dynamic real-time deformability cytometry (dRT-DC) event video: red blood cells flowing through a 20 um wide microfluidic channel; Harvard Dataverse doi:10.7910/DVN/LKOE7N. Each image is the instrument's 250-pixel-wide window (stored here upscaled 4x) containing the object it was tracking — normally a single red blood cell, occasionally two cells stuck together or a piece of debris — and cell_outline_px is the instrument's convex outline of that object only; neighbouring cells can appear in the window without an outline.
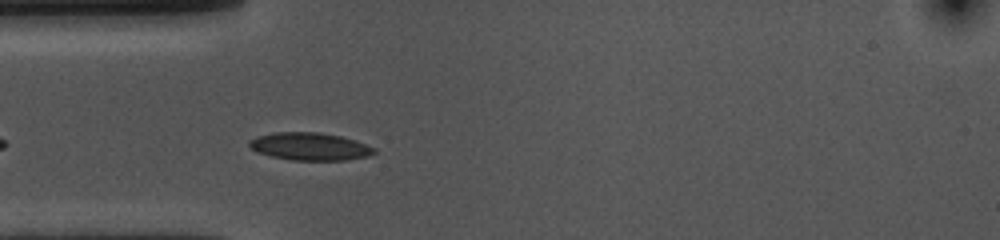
{"species": "common noctule bat (a hibernating species)", "species_latin": "Nyctalus noctula", "temperature_condition": "cold", "stored_images_in_passage": 46, "camera_frame_rate_fps": 3000, "um_per_image_px": 0.085, "animal": {"sex": "female", "body_mass_g": 10.0, "forearm_length_mm": 53.1}, "frame": {"image": 1, "passage_image": 5, "time_ms": 1.333, "image_size_px": [1000, 240], "cell_outline_px": [[376, 152], [368, 156], [344, 160], [292, 160], [272, 156], [256, 152], [248, 144], [248, 140], [256, 136], [272, 132], [320, 132], [340, 136], [356, 140], [376, 148]], "centroid_in_image_um": [26.32, 12.44], "position_along_channel_um": 58.7, "area_um2": 20.23}}
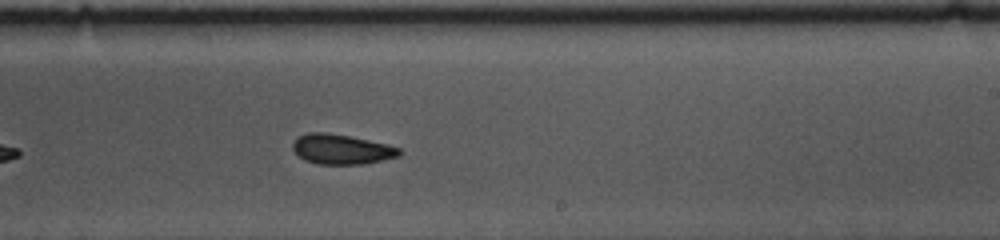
{"frame": {"image": 2, "passage_image": 22, "time_ms": 7.0, "image_size_px": [1000, 240], "cell_outline_px": [[400, 156], [364, 164], [320, 164], [304, 160], [292, 148], [292, 144], [300, 136], [308, 132], [324, 132], [348, 136], [388, 144], [400, 148]], "centroid_in_image_um": [29.04, 12.69], "position_along_channel_um": 260.0, "area_um2": 18.38}}
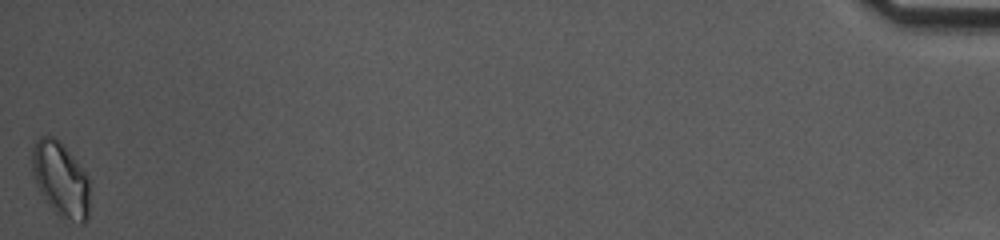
{"frame": {"image": 3, "passage_image": 45, "time_ms": 14.667, "image_size_px": [1000, 240], "cell_outline_px": [[88, 216], [84, 224], [80, 224], [60, 220], [44, 200], [36, 184], [32, 172], [32, 148], [36, 140], [40, 136], [52, 136], [60, 140], [64, 144], [88, 176]], "centroid_in_image_um": [5.14, 15.28], "position_along_channel_um": 430.1, "area_um2": 25.66}, "authors_computed_cell_mechanics": {"area_um2": 19.0451, "velocity_mm_per_s": 3.5694, "shape_relaxation_time_tau1_ms": 5.3838, "shape_relaxation_time_tau2_ms": 3.8214, "deformation_change_tau1": 0.0995, "deformation_change_tau2": 0.0765}}